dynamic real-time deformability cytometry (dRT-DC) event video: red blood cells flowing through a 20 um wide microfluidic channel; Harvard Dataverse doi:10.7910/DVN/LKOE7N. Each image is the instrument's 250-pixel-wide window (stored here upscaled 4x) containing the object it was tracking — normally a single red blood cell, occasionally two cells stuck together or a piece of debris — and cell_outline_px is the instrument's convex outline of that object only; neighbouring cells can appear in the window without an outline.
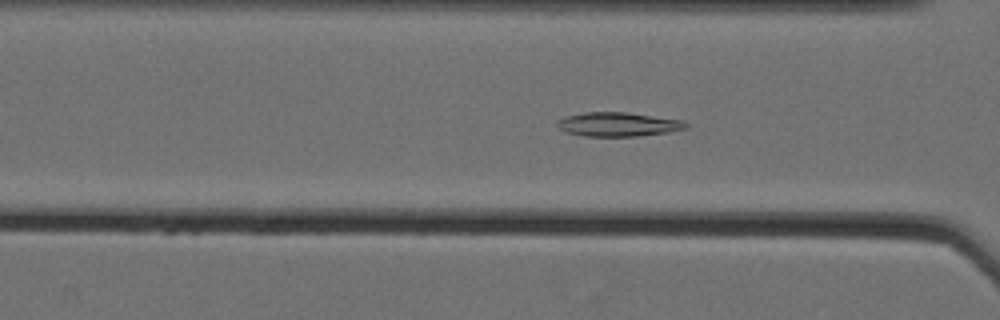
{"species": "Egyptian fruit bat (a non-hibernating species)", "species_latin": "Rousettus aegyptiacus", "temperature_condition": "cold", "stored_images_in_passage": 50, "camera_frame_rate_fps": 3000, "um_per_image_px": 0.085, "animal": {"sex": "female"}, "frame": {"image": 1, "passage_image": 18, "time_ms": 5.667, "image_size_px": [1000, 320], "cell_outline_px": [[688, 128], [668, 132], [636, 136], [584, 136], [568, 132], [560, 128], [556, 124], [556, 120], [564, 116], [584, 112], [628, 112], [684, 120], [688, 124]], "centroid_in_image_um": [52.55, 10.55], "position_along_channel_um": 114.0, "area_um2": 18.15}}
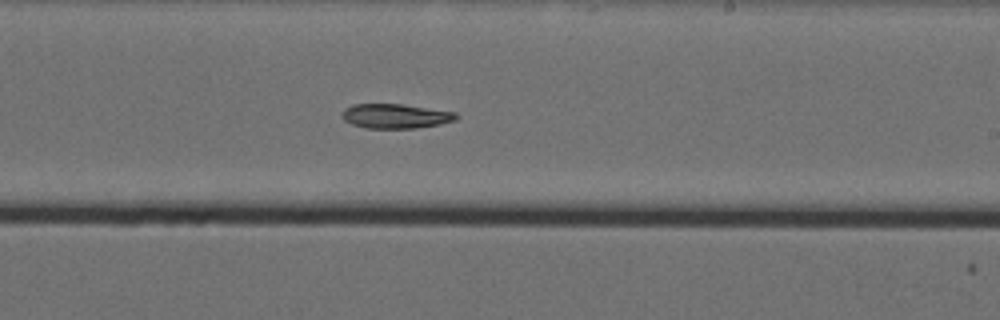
{"frame": {"image": 2, "passage_image": 30, "time_ms": 9.667, "image_size_px": [1000, 320], "cell_outline_px": [[460, 116], [456, 120], [440, 124], [416, 128], [368, 128], [352, 124], [344, 120], [340, 116], [344, 108], [352, 104], [400, 104], [456, 112]], "centroid_in_image_um": [33.61, 9.86], "position_along_channel_um": 255.4, "area_um2": 16.36}}
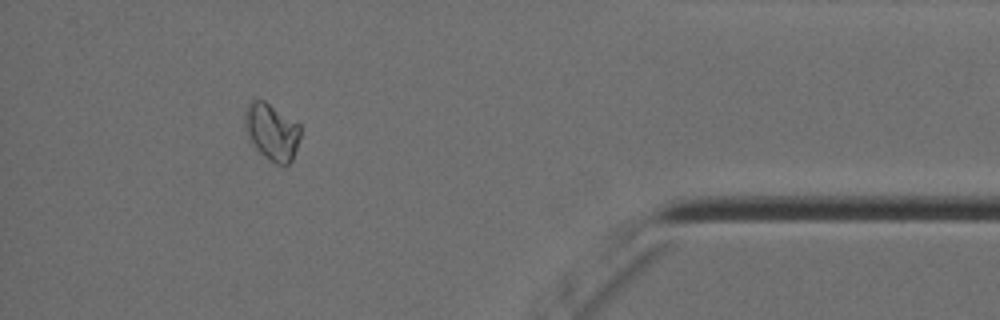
{"frame": {"image": 3, "passage_image": 46, "time_ms": 15.0, "image_size_px": [1000, 320], "cell_outline_px": [[300, 136], [292, 160], [288, 164], [276, 164], [256, 152], [248, 140], [244, 128], [244, 108], [252, 100], [264, 100], [300, 124]], "centroid_in_image_um": [23.05, 11.21], "position_along_channel_um": 412.2, "area_um2": 18.79}}